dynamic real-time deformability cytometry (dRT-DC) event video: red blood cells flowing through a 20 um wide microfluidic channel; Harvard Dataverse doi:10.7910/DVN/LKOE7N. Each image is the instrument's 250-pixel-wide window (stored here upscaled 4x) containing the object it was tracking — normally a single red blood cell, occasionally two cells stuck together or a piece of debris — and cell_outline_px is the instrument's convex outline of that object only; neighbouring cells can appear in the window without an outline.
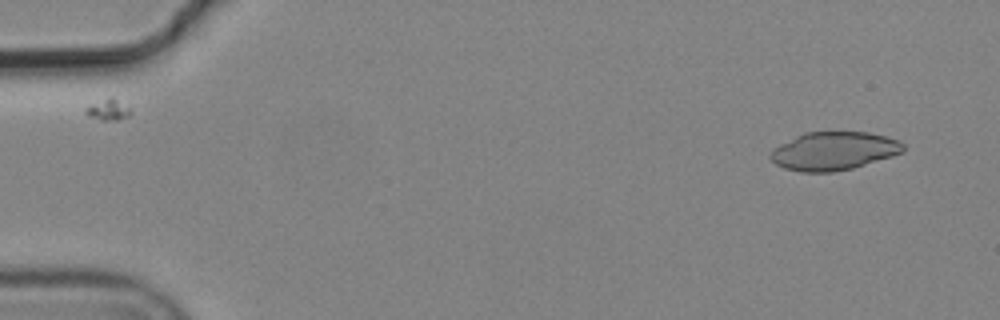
{"species": "common noctule bat (a hibernating species)", "species_latin": "Nyctalus noctula", "temperature_condition": "cold", "stored_images_in_passage": 2, "camera_frame_rate_fps": 3000, "um_per_image_px": 0.085, "animal": {"sex": "male", "body_mass_g": 19.2, "forearm_length_mm": 51.8}, "frame": {"image": 1, "passage_image": 2, "time_ms": 0.333, "image_size_px": [1000, 320], "cell_outline_px": [[904, 152], [892, 156], [852, 168], [832, 172], [800, 172], [784, 168], [776, 164], [768, 156], [772, 148], [804, 132], [868, 132], [900, 140], [904, 144]], "centroid_in_image_um": [70.85, 12.83], "position_along_channel_um": 14.1, "area_um2": 29.65}}